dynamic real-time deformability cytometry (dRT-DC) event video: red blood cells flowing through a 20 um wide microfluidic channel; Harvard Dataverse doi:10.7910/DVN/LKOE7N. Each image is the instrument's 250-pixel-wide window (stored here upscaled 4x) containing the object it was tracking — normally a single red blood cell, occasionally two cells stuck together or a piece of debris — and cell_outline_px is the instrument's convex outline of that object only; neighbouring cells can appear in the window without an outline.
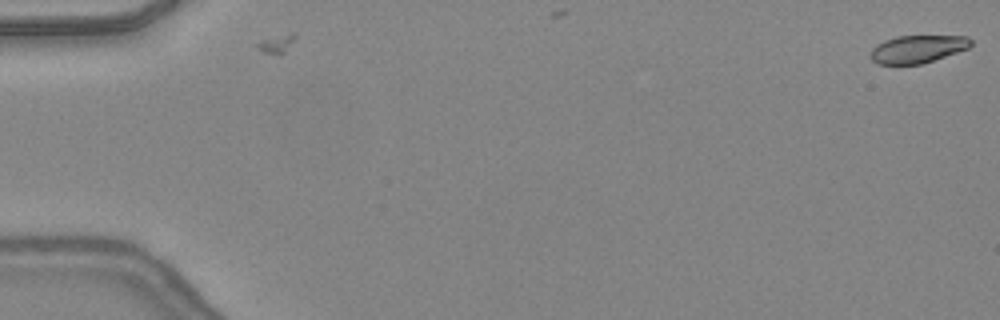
{"species": "common noctule bat (a hibernating species)", "species_latin": "Nyctalus noctula", "temperature_condition": "warm", "stored_images_in_passage": 2, "camera_frame_rate_fps": 3000, "um_per_image_px": 0.085, "animal": {"sex": "female", "body_mass_g": 24.6, "forearm_length_mm": 56.2}, "frame": {"image": 1, "passage_image": 1, "time_ms": 0.0, "image_size_px": [1000, 320], "cell_outline_px": [[972, 44], [968, 48], [920, 64], [876, 64], [872, 60], [872, 48], [876, 44], [884, 40], [896, 36], [968, 36], [972, 40]], "centroid_in_image_um": [77.98, 4.15], "position_along_channel_um": 7.0, "area_um2": 16.01}}